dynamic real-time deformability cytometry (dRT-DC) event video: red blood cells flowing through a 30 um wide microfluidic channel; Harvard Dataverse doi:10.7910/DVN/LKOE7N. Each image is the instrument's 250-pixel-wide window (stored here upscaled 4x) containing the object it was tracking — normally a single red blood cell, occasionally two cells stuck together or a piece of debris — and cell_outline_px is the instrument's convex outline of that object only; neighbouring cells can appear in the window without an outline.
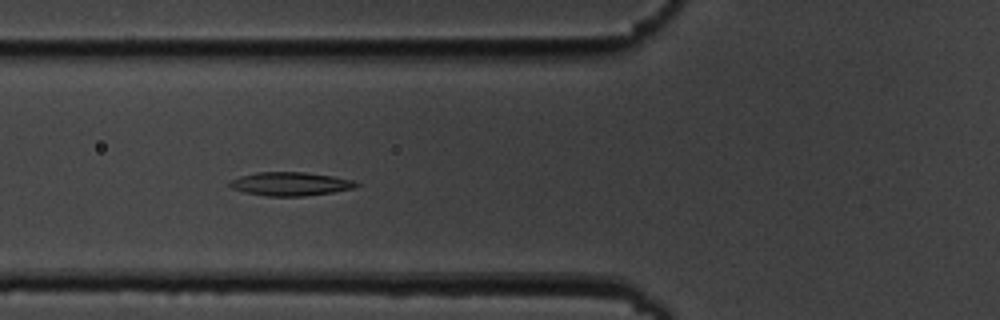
{"species": "common noctule bat (a hibernating species)", "species_latin": "Nyctalus noctula", "temperature_condition": "cold", "stored_images_in_passage": 6, "camera_frame_rate_fps": 3000, "um_per_image_px": 0.085, "animal": {"sex": "male", "body_mass_g": 19.5, "forearm_length_mm": 54.6}, "frame": {"image": 1, "passage_image": 6, "time_ms": 5.667, "image_size_px": [1000, 320], "cell_outline_px": [[360, 184], [352, 188], [332, 192], [304, 196], [268, 196], [244, 192], [232, 188], [228, 184], [232, 180], [240, 176], [256, 172], [304, 172], [332, 176], [352, 180]], "centroid_in_image_um": [24.65, 15.63], "position_along_channel_um": 101.1, "area_um2": 17.17}}